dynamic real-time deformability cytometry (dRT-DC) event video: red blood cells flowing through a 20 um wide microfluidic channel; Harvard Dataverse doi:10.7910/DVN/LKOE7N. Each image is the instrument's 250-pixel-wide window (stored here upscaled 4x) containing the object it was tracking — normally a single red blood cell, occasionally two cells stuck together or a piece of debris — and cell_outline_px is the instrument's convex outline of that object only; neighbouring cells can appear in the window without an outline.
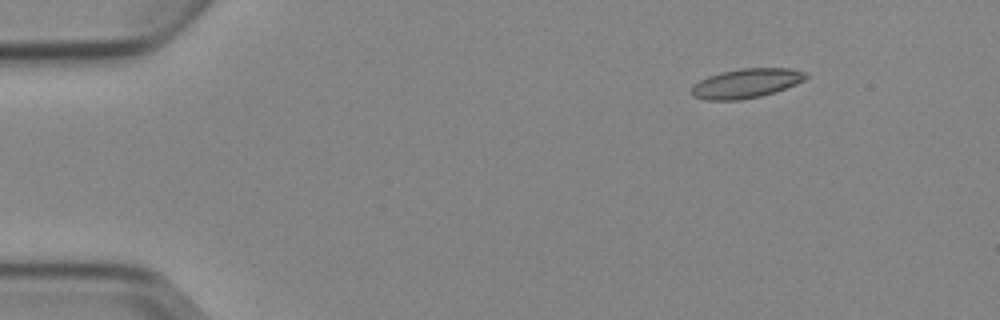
{"species": "Egyptian fruit bat (a non-hibernating species)", "species_latin": "Rousettus aegyptiacus", "temperature_condition": "cold", "stored_images_in_passage": 5, "camera_frame_rate_fps": 3000, "um_per_image_px": 0.085, "animal": {"sex": "female"}, "frame": {"image": 1, "passage_image": 1, "time_ms": 0.0, "image_size_px": [1000, 320], "cell_outline_px": [[808, 76], [804, 80], [796, 84], [760, 96], [740, 100], [704, 100], [692, 96], [692, 88], [700, 80], [708, 76], [720, 72], [740, 68], [788, 68], [808, 72]], "centroid_in_image_um": [63.43, 7.07], "position_along_channel_um": 21.6, "area_um2": 19.48}}
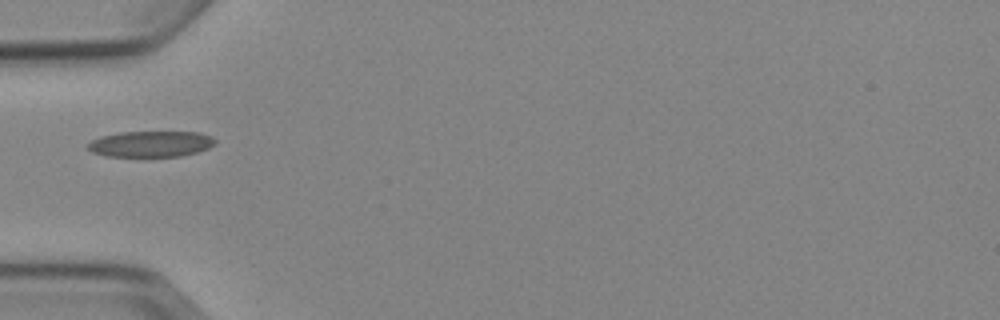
{"frame": {"image": 2, "passage_image": 4, "time_ms": 3.667, "image_size_px": [1000, 320], "cell_outline_px": [[216, 144], [208, 148], [196, 152], [180, 156], [104, 156], [92, 152], [84, 144], [100, 136], [120, 132], [200, 132], [212, 136], [216, 140]], "centroid_in_image_um": [12.8, 12.23], "position_along_channel_um": 72.2, "area_um2": 19.36}}
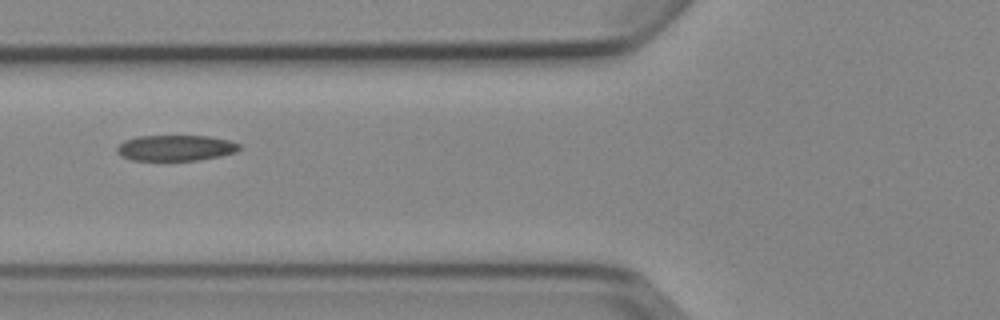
{"frame": {"image": 3, "passage_image": 5, "time_ms": 4.667, "image_size_px": [1000, 320], "cell_outline_px": [[240, 148], [236, 152], [220, 156], [196, 160], [132, 160], [120, 156], [116, 152], [116, 148], [124, 140], [136, 136], [208, 136], [228, 140], [240, 144]], "centroid_in_image_um": [14.89, 12.57], "position_along_channel_um": 110.9, "area_um2": 18.38}}